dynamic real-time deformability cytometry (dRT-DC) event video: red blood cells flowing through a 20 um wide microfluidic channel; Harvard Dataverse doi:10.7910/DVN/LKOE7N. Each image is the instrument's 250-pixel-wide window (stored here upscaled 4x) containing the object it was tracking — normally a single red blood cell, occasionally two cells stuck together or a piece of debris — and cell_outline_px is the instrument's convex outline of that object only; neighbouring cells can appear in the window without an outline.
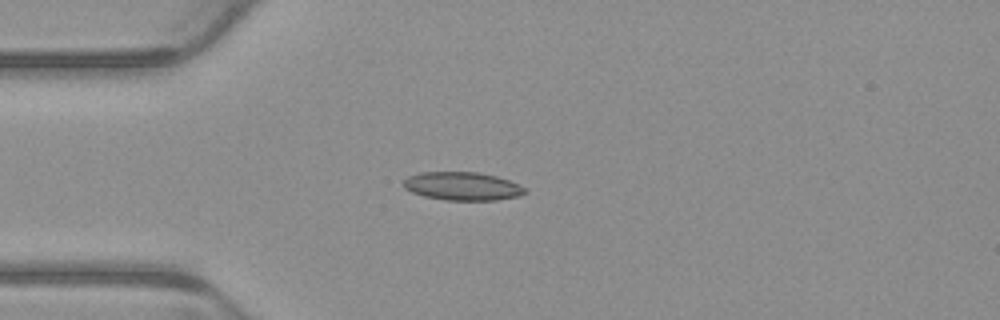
{"species": "common noctule bat (a hibernating species)", "species_latin": "Nyctalus noctula", "temperature_condition": "warm", "stored_images_in_passage": 1, "camera_frame_rate_fps": 3000, "um_per_image_px": 0.085, "animal": {"sex": "male", "body_mass_g": 23.1, "forearm_length_mm": 52.7}, "frame": {"image": 1, "passage_image": 1, "time_ms": 0.0, "image_size_px": [1000, 320], "cell_outline_px": [[528, 192], [520, 196], [496, 200], [448, 200], [424, 196], [412, 192], [404, 188], [404, 180], [408, 176], [420, 172], [480, 172], [496, 176], [508, 180], [524, 188]], "centroid_in_image_um": [39.3, 15.82], "position_along_channel_um": 45.7, "area_um2": 19.94}}